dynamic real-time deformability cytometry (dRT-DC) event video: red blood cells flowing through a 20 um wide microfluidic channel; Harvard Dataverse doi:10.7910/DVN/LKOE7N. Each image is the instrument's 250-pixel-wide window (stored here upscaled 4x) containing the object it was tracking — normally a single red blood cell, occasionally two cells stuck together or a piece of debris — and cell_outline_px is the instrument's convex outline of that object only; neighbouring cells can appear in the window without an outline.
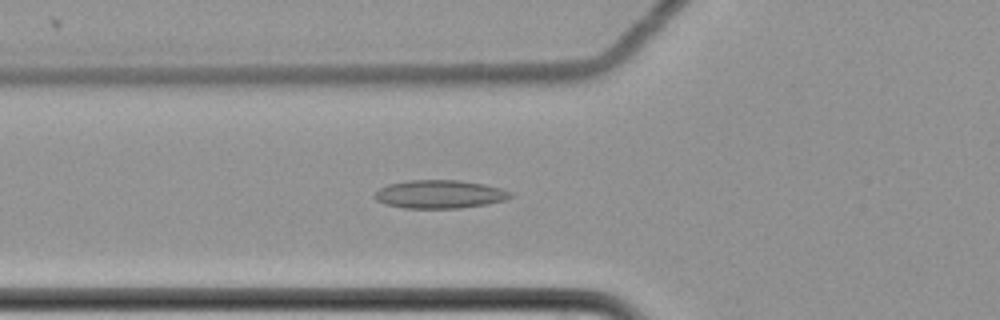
{"species": "common noctule bat (a hibernating species)", "species_latin": "Nyctalus noctula", "temperature_condition": "cold", "stored_images_in_passage": 7, "camera_frame_rate_fps": 3000, "um_per_image_px": 0.085, "animal": {"sex": "female", "body_mass_g": 22.7, "forearm_length_mm": 54.2}, "frame": {"image": 1, "passage_image": 7, "time_ms": 2.0, "image_size_px": [1000, 320], "cell_outline_px": [[512, 196], [504, 200], [488, 204], [460, 208], [404, 208], [384, 204], [376, 200], [372, 196], [380, 188], [388, 184], [408, 180], [460, 180], [484, 184], [500, 188], [512, 192]], "centroid_in_image_um": [37.35, 16.51], "position_along_channel_um": 88.4, "area_um2": 22.48}}